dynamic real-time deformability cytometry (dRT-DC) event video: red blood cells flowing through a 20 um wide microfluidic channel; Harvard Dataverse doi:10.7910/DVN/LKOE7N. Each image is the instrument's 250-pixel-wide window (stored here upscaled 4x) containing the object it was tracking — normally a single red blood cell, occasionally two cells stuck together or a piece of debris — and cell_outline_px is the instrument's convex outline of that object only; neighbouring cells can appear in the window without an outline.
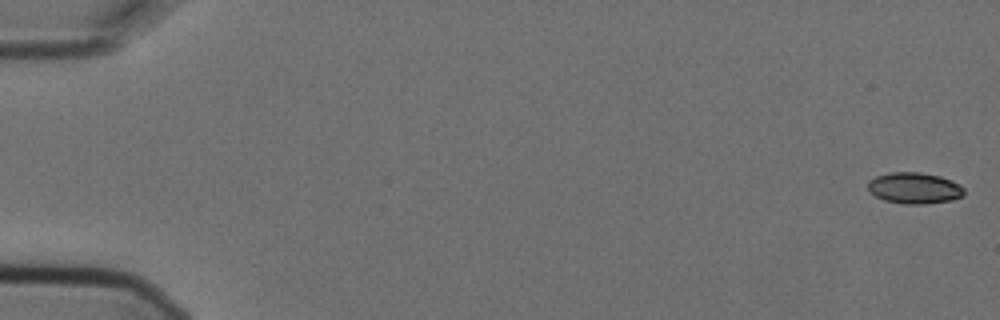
{"species": "Egyptian fruit bat (a non-hibernating species)", "species_latin": "Rousettus aegyptiacus", "temperature_condition": "cold", "stored_images_in_passage": 5, "camera_frame_rate_fps": 3000, "um_per_image_px": 0.085, "animal": {"sex": "female"}, "frame": {"image": 1, "passage_image": 1, "time_ms": 0.0, "image_size_px": [1000, 320], "cell_outline_px": [[964, 196], [952, 200], [924, 204], [904, 204], [884, 200], [868, 192], [868, 180], [876, 176], [892, 172], [920, 172], [940, 176], [952, 180], [960, 184], [964, 188]], "centroid_in_image_um": [77.73, 15.99], "position_along_channel_um": 7.3, "area_um2": 17.69}}